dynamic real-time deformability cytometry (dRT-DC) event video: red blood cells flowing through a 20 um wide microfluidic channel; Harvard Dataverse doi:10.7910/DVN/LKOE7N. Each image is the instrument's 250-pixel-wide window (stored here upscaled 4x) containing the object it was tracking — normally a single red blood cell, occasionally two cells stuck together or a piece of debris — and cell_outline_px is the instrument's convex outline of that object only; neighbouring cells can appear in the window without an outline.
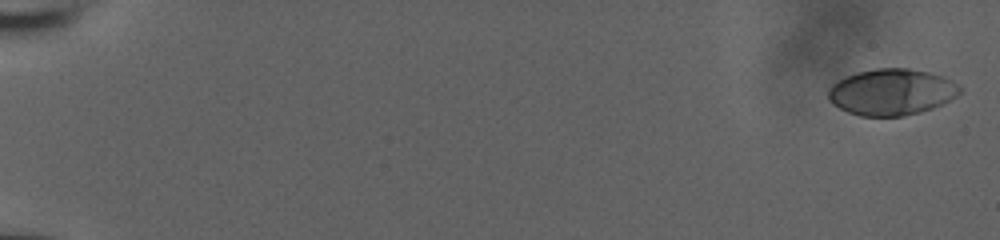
{"species": "human", "species_latin": "Homo sapiens", "temperature_condition": "room temperature", "stored_images_in_passage": 16, "camera_frame_rate_fps": 3000, "um_per_image_px": 0.085, "donor": {"sex": "male"}, "frame": {"image": 1, "passage_image": 1, "time_ms": 0.0, "image_size_px": [1000, 240], "cell_outline_px": [[960, 92], [956, 96], [932, 108], [920, 112], [904, 116], [860, 116], [848, 112], [832, 104], [828, 100], [828, 88], [832, 84], [844, 76], [856, 72], [876, 68], [908, 68], [928, 72], [940, 76], [956, 84], [960, 88]], "centroid_in_image_um": [75.71, 7.82], "position_along_channel_um": 9.3, "area_um2": 35.37}}
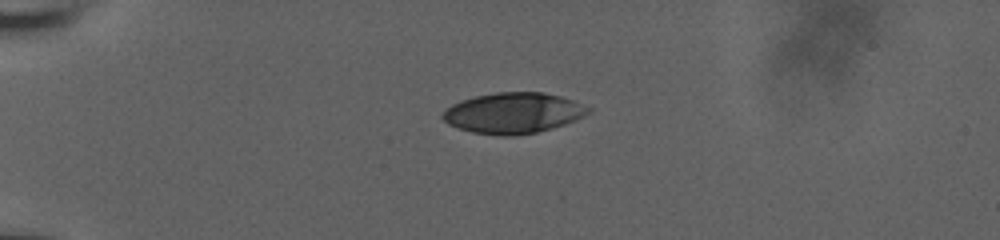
{"frame": {"image": 2, "passage_image": 12, "time_ms": 3.667, "image_size_px": [1000, 240], "cell_outline_px": [[592, 112], [576, 120], [552, 128], [536, 132], [512, 136], [500, 136], [472, 132], [448, 124], [440, 116], [452, 104], [476, 96], [496, 92], [544, 92], [560, 96], [572, 100], [592, 108]], "centroid_in_image_um": [43.66, 9.61], "position_along_channel_um": 41.3, "area_um2": 34.45}}